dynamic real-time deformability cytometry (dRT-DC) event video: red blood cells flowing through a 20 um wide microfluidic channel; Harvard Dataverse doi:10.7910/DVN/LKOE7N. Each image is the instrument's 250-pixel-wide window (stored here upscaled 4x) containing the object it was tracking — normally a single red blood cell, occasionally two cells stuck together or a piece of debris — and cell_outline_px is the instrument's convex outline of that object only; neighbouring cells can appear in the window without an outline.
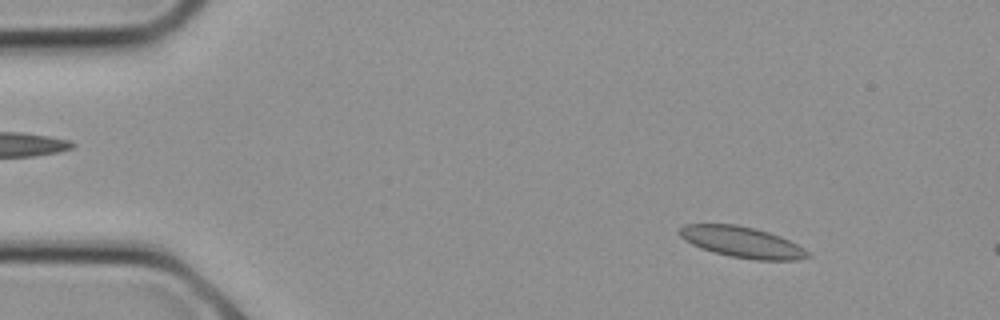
{"species": "common noctule bat (a hibernating species)", "species_latin": "Nyctalus noctula", "temperature_condition": "cold", "stored_images_in_passage": 8, "camera_frame_rate_fps": 3000, "um_per_image_px": 0.085, "animal": {"sex": "female", "body_mass_g": 21.9}, "frame": {"image": 1, "passage_image": 3, "time_ms": 0.667, "image_size_px": [1000, 320], "cell_outline_px": [[812, 256], [796, 260], [756, 260], [728, 256], [712, 252], [700, 248], [684, 240], [676, 232], [684, 224], [736, 224], [756, 228], [780, 236], [804, 248]], "centroid_in_image_um": [63.04, 20.58], "position_along_channel_um": 22.0, "area_um2": 23.29}}
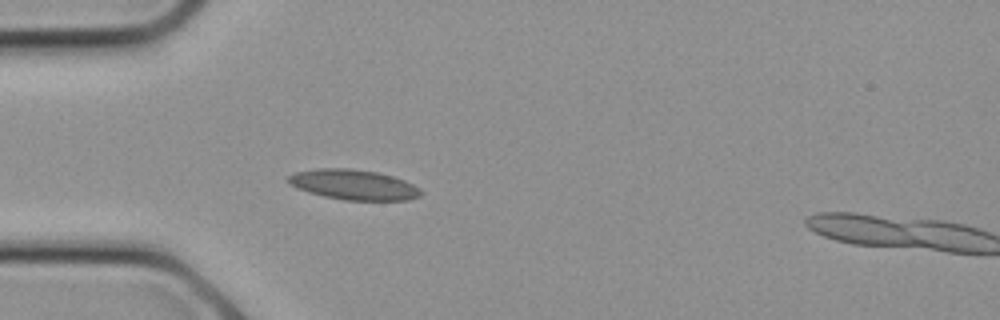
{"frame": {"image": 2, "passage_image": 7, "time_ms": 2.0, "image_size_px": [1000, 320], "cell_outline_px": [[424, 192], [420, 196], [408, 200], [344, 200], [324, 196], [308, 192], [292, 184], [288, 180], [288, 176], [296, 172], [320, 168], [348, 168], [380, 172], [404, 180], [420, 188]], "centroid_in_image_um": [30.12, 15.7], "position_along_channel_um": 54.9, "area_um2": 23.18}}